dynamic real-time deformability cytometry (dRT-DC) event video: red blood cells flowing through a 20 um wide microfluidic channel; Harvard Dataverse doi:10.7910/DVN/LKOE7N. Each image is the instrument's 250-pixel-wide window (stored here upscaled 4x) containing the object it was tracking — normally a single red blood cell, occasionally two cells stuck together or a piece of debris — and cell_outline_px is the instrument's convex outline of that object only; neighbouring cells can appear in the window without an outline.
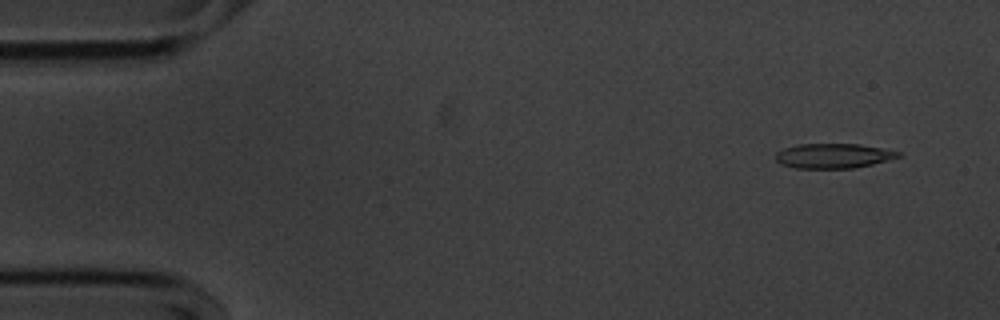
{"species": "common noctule bat (a hibernating species)", "species_latin": "Nyctalus noctula", "temperature_condition": "cold", "stored_images_in_passage": 11, "camera_frame_rate_fps": 3000, "um_per_image_px": 0.085, "animal": {"sex": "male", "body_mass_g": 20.1, "forearm_length_mm": 53.5}, "frame": {"image": 1, "passage_image": 4, "time_ms": 1.0, "image_size_px": [1000, 320], "cell_outline_px": [[900, 156], [872, 164], [856, 168], [796, 168], [780, 164], [776, 160], [776, 152], [784, 148], [796, 144], [860, 144], [900, 152]], "centroid_in_image_um": [70.78, 13.24], "position_along_channel_um": 14.2, "area_um2": 17.57}}